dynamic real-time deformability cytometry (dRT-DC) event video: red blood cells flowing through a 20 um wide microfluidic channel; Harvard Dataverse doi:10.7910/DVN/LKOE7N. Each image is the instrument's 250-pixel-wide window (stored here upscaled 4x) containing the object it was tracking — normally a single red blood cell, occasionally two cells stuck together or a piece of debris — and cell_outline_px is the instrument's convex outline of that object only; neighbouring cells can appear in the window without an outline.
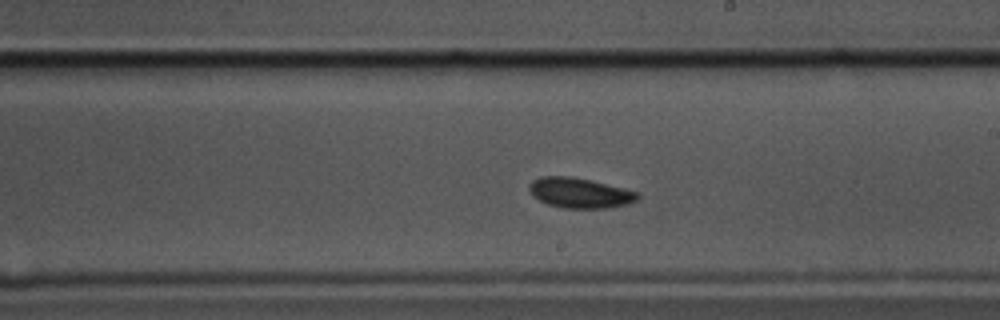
{"species": "common noctule bat (a hibernating species)", "species_latin": "Nyctalus noctula", "temperature_condition": "cold", "stored_images_in_passage": 53, "camera_frame_rate_fps": 3000, "um_per_image_px": 0.085, "animal": {"sex": "male", "body_mass_g": 17.5, "forearm_length_mm": 52.3}, "frame": {"image": 1, "passage_image": 28, "time_ms": 9.0, "image_size_px": [1000, 320], "cell_outline_px": [[640, 196], [636, 200], [628, 204], [612, 208], [564, 208], [548, 204], [532, 196], [528, 188], [528, 184], [532, 180], [540, 176], [572, 176], [640, 192]], "centroid_in_image_um": [49.27, 16.4], "position_along_channel_um": 239.7, "area_um2": 19.19}}
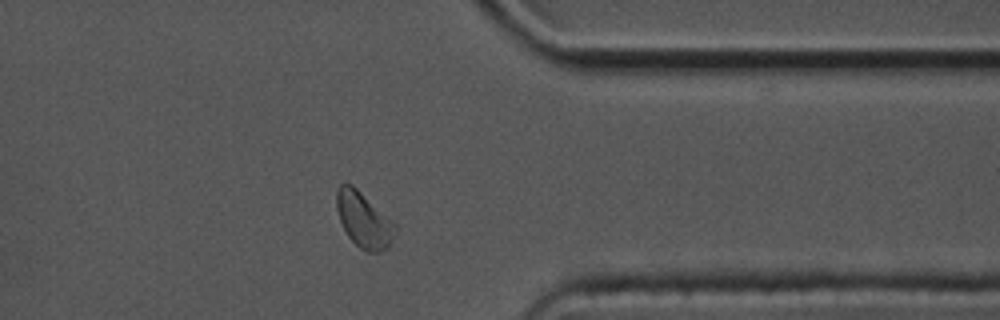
{"frame": {"image": 2, "passage_image": 41, "time_ms": 13.333, "image_size_px": [1000, 320], "cell_outline_px": [[400, 228], [388, 248], [380, 252], [364, 252], [348, 236], [340, 220], [336, 208], [336, 188], [344, 180], [352, 184], [392, 220]], "centroid_in_image_um": [30.94, 18.68], "position_along_channel_um": 380.5, "area_um2": 19.31}}
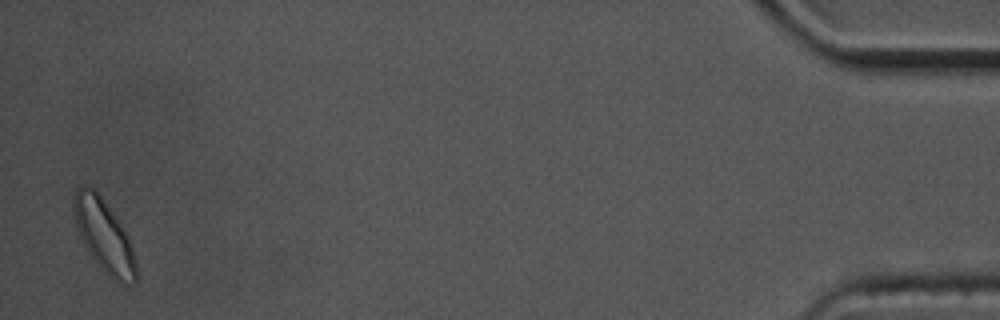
{"frame": {"image": 3, "passage_image": 52, "time_ms": 17.0, "image_size_px": [1000, 320], "cell_outline_px": [[136, 284], [132, 284], [112, 280], [100, 268], [88, 252], [80, 236], [76, 224], [72, 208], [72, 196], [76, 188], [80, 184], [84, 184], [92, 188], [100, 196], [120, 224], [132, 248], [136, 264]], "centroid_in_image_um": [8.79, 20.03], "position_along_channel_um": 426.4, "area_um2": 25.95}, "authors_computed_cell_mechanics": {"area_um2": 19.0162, "velocity_mm_per_s": 3.44, "shape_relaxation_time_tau1_ms": 3.7412, "shape_relaxation_time_tau2_ms": null, "deformation_change_tau1": 0.0761, "deformation_change_tau2": null}}